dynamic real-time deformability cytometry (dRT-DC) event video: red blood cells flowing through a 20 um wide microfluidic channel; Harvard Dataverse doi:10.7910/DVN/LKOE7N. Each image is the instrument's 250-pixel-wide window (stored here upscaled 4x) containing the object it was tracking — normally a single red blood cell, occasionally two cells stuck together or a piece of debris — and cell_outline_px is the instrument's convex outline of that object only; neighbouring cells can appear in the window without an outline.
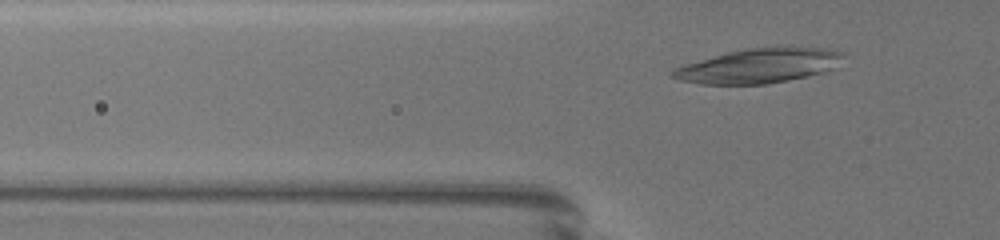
{"species": "common noctule bat (a hibernating species)", "species_latin": "Nyctalus noctula", "temperature_condition": "warm", "stored_images_in_passage": 3, "camera_frame_rate_fps": 3000, "um_per_image_px": 0.085, "animal": {"sex": "female", "body_mass_g": 19.5, "forearm_length_mm": 54.1}, "frame": {"image": 1, "passage_image": 3, "time_ms": 0.667, "image_size_px": [1000, 240], "cell_outline_px": [[844, 56], [832, 68], [820, 72], [788, 80], [768, 84], [704, 84], [680, 80], [672, 76], [672, 72], [676, 68], [688, 64], [716, 56], [748, 48], [816, 48], [840, 52]], "centroid_in_image_um": [64.48, 5.62], "position_along_channel_um": 61.3, "area_um2": 32.71}}